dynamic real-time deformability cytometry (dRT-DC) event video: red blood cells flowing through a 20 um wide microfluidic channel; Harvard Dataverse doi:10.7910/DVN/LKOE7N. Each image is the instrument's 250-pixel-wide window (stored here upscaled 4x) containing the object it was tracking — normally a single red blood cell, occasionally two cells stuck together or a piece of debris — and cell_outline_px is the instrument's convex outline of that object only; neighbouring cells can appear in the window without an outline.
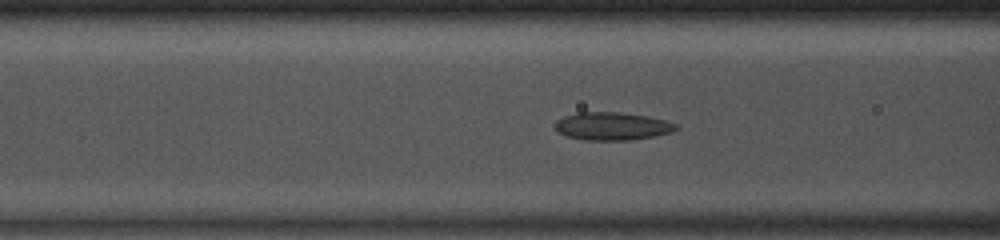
{"species": "common noctule bat (a hibernating species)", "species_latin": "Nyctalus noctula", "temperature_condition": "room temperature", "stored_images_in_passage": 39, "camera_frame_rate_fps": 3000, "um_per_image_px": 0.085, "animal": {"sex": "male", "body_mass_g": 13.0, "forearm_length_mm": 53.1}, "frame": {"image": 1, "passage_image": 9, "time_ms": 2.667, "image_size_px": [1000, 240], "cell_outline_px": [[680, 128], [672, 132], [656, 136], [632, 140], [588, 140], [568, 136], [560, 132], [556, 128], [556, 120], [564, 116], [576, 112], [620, 112], [648, 116], [664, 120], [676, 124]], "centroid_in_image_um": [52.08, 10.72], "position_along_channel_um": 114.5, "area_um2": 19.65}}
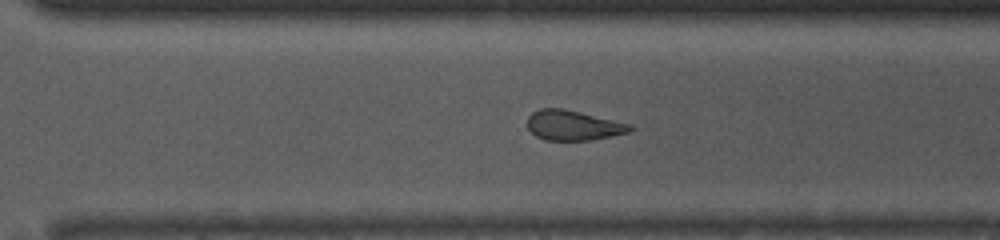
{"frame": {"image": 2, "passage_image": 24, "time_ms": 7.667, "image_size_px": [1000, 240], "cell_outline_px": [[636, 128], [628, 132], [612, 136], [592, 140], [544, 140], [536, 136], [528, 128], [528, 116], [532, 112], [540, 108], [564, 108], [632, 124]], "centroid_in_image_um": [48.74, 10.65], "position_along_channel_um": 321.9, "area_um2": 18.09}}
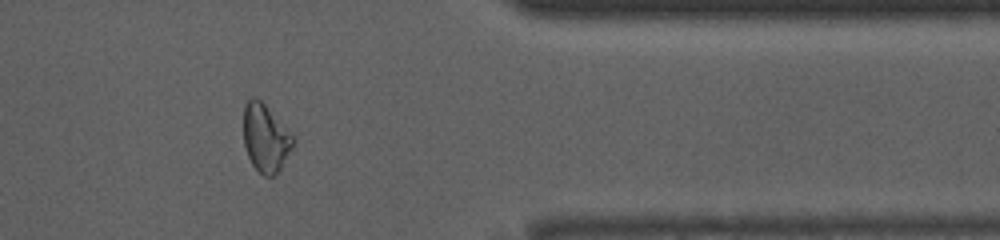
{"frame": {"image": 3, "passage_image": 30, "time_ms": 9.667, "image_size_px": [1000, 240], "cell_outline_px": [[296, 140], [292, 148], [276, 176], [264, 176], [252, 164], [248, 156], [244, 144], [244, 104], [252, 96], [260, 100], [264, 104]], "centroid_in_image_um": [22.56, 11.75], "position_along_channel_um": 388.8, "area_um2": 19.25}, "authors_computed_cell_mechanics": {"area_um2": 19.4208, "velocity_mm_per_s": 4.1427, "shape_relaxation_time_tau1_ms": null, "shape_relaxation_time_tau2_ms": 2.4482, "deformation_change_tau1": null, "deformation_change_tau2": 0.0898}}